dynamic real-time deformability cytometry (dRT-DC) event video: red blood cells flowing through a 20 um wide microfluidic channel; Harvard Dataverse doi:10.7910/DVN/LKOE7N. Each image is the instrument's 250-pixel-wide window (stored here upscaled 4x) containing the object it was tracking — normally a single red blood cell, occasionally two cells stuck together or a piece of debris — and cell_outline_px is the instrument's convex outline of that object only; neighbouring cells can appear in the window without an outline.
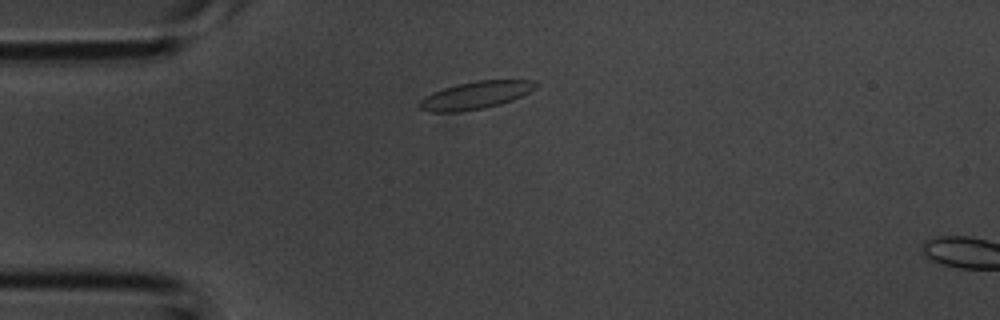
{"species": "common noctule bat (a hibernating species)", "species_latin": "Nyctalus noctula", "temperature_condition": "room temperature", "stored_images_in_passage": 5, "camera_frame_rate_fps": 3000, "um_per_image_px": 0.085, "animal": {"sex": "male", "body_mass_g": 20.1, "forearm_length_mm": 53.5}, "frame": {"image": 1, "passage_image": 5, "time_ms": 1.333, "image_size_px": [1000, 320], "cell_outline_px": [[540, 84], [536, 88], [512, 100], [500, 104], [484, 108], [460, 112], [428, 112], [420, 108], [420, 100], [424, 96], [432, 92], [456, 84], [476, 80], [532, 80]], "centroid_in_image_um": [40.41, 8.09], "position_along_channel_um": 44.6, "area_um2": 18.73}}